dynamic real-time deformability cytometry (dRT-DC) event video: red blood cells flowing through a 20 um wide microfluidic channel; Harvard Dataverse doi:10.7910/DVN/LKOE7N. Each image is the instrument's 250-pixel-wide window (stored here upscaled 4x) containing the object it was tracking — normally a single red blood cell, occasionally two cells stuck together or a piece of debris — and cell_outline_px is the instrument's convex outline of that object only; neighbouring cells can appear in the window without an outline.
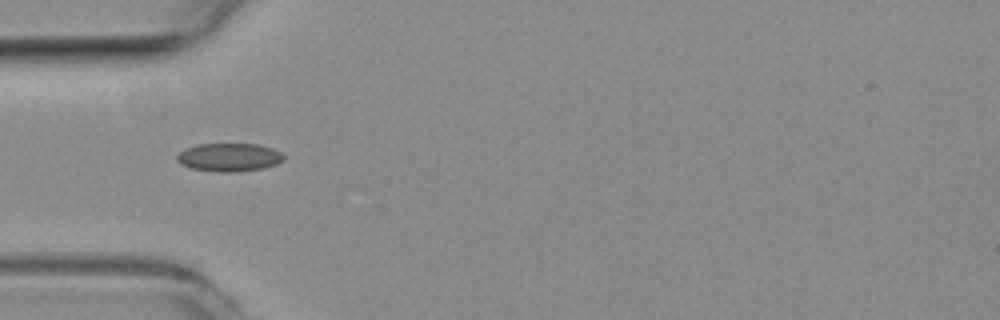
{"species": "common noctule bat (a hibernating species)", "species_latin": "Nyctalus noctula", "temperature_condition": "room temperature", "stored_images_in_passage": 8, "camera_frame_rate_fps": 3000, "um_per_image_px": 0.085, "animal": {"sex": "female", "body_mass_g": 19.3, "forearm_length_mm": 54.1}, "frame": {"image": 1, "passage_image": 1, "time_ms": 0.0, "image_size_px": [1000, 320], "cell_outline_px": [[284, 160], [276, 164], [264, 168], [232, 172], [220, 172], [192, 168], [180, 164], [176, 160], [176, 156], [184, 148], [196, 144], [260, 144], [272, 148], [280, 152], [284, 156]], "centroid_in_image_um": [19.46, 13.36], "position_along_channel_um": 65.5, "area_um2": 17.63}}
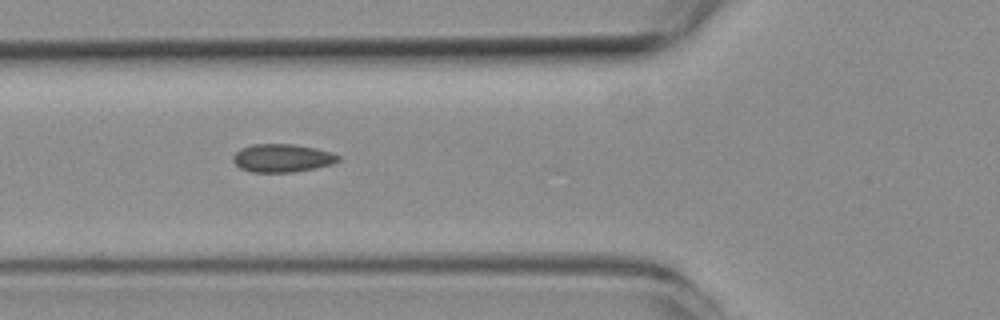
{"frame": {"image": 2, "passage_image": 4, "time_ms": 1.0, "image_size_px": [1000, 320], "cell_outline_px": [[340, 160], [332, 164], [316, 168], [292, 172], [252, 172], [240, 168], [232, 160], [232, 156], [240, 148], [252, 144], [296, 144], [316, 148], [332, 152], [340, 156]], "centroid_in_image_um": [23.99, 13.43], "position_along_channel_um": 101.8, "area_um2": 17.4}}
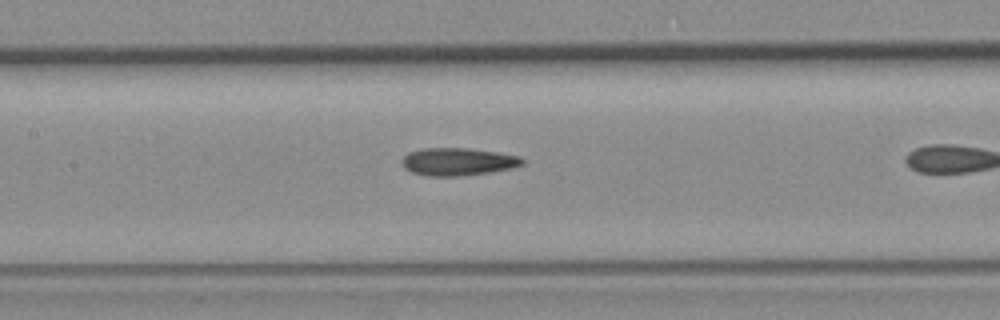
{"frame": {"image": 3, "passage_image": 6, "time_ms": 1.667, "image_size_px": [1000, 320], "cell_outline_px": [[524, 164], [512, 168], [464, 176], [428, 176], [412, 172], [404, 168], [400, 164], [400, 160], [408, 152], [420, 148], [468, 148], [496, 152], [520, 156], [524, 160]], "centroid_in_image_um": [38.88, 13.74], "position_along_channel_um": 168.5, "area_um2": 19.59}}